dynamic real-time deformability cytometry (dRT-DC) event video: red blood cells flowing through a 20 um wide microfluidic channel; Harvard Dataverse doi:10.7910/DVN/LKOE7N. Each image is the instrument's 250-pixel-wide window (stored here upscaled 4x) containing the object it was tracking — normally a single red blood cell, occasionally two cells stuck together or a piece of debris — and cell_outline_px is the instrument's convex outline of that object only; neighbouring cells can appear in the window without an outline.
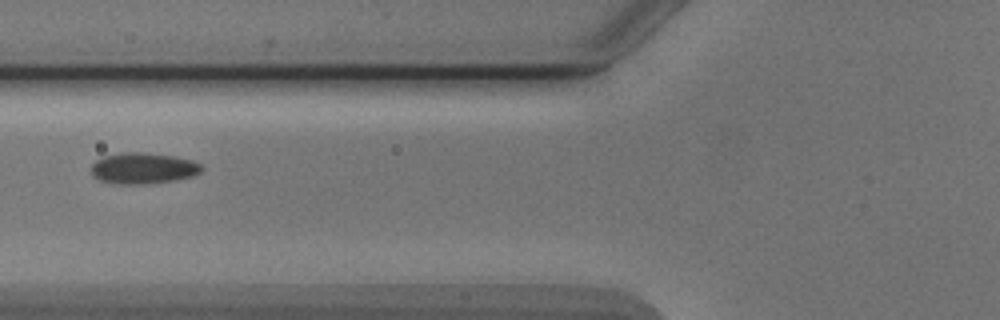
{"species": "Egyptian fruit bat (a non-hibernating species)", "species_latin": "Rousettus aegyptiacus", "temperature_condition": "cold", "stored_images_in_passage": 5, "camera_frame_rate_fps": 3000, "um_per_image_px": 0.085, "animal": {"sex": "male"}, "frame": {"image": 1, "passage_image": 5, "time_ms": 5.667, "image_size_px": [1000, 320], "cell_outline_px": [[204, 168], [200, 172], [192, 176], [176, 180], [148, 184], [116, 184], [100, 180], [92, 176], [92, 164], [96, 160], [104, 156], [124, 152], [144, 152], [172, 156], [192, 160], [200, 164]], "centroid_in_image_um": [12.17, 14.31], "position_along_channel_um": 113.6, "area_um2": 20.06}}